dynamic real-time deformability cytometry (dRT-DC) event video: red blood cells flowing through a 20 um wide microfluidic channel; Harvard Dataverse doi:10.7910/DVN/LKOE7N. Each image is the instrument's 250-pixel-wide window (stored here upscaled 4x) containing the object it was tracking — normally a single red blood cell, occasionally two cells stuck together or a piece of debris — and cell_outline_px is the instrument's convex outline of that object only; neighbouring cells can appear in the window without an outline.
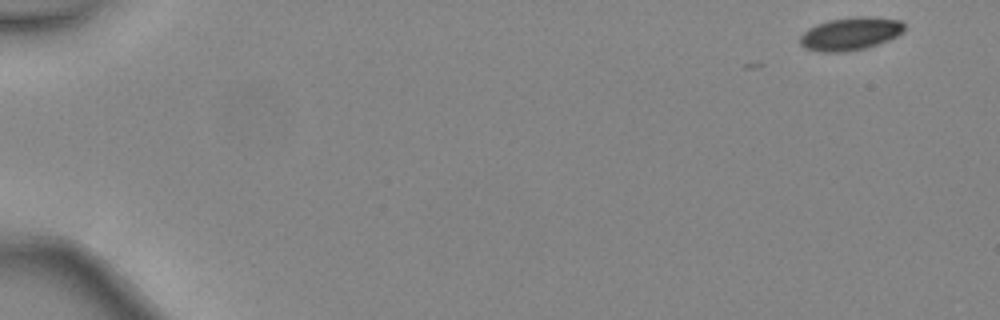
{"species": "common noctule bat (a hibernating species)", "species_latin": "Nyctalus noctula", "temperature_condition": "warm", "stored_images_in_passage": 11, "camera_frame_rate_fps": 3000, "um_per_image_px": 0.085, "animal": {"sex": "female", "body_mass_g": 24.6, "forearm_length_mm": 56.2}, "frame": {"image": 1, "passage_image": 1, "time_ms": 0.0, "image_size_px": [1000, 320], "cell_outline_px": [[904, 32], [888, 40], [868, 48], [840, 52], [820, 52], [804, 48], [800, 44], [800, 36], [808, 28], [816, 24], [828, 20], [856, 16], [864, 16], [900, 20], [904, 24]], "centroid_in_image_um": [72.27, 2.87], "position_along_channel_um": 12.7, "area_um2": 20.11}}